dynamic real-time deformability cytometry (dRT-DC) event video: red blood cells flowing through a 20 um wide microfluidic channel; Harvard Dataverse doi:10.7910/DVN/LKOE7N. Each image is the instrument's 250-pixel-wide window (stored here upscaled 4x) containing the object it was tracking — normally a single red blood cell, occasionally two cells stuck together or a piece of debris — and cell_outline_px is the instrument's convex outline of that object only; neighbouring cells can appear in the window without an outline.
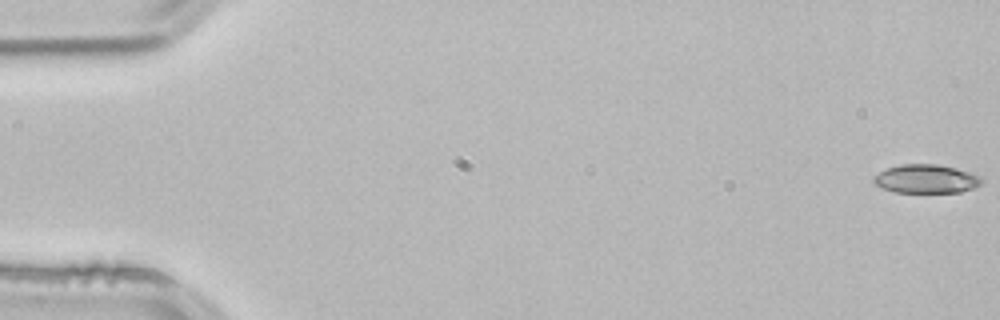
{"species": "common noctule bat (a hibernating species)", "species_latin": "Nyctalus noctula", "temperature_condition": "room temperature", "stored_images_in_passage": 10, "camera_frame_rate_fps": 3000, "um_per_image_px": 0.085, "animal": {"sex": "male", "body_mass_g": 21.5, "forearm_length_mm": 52.0}, "frame": {"image": 1, "passage_image": 1, "time_ms": 0.0, "image_size_px": [1000, 320], "cell_outline_px": [[984, 180], [980, 184], [972, 188], [960, 192], [892, 192], [876, 184], [872, 180], [872, 176], [888, 168], [904, 164], [936, 164], [956, 168], [980, 176]], "centroid_in_image_um": [78.71, 15.2], "position_along_channel_um": 6.3, "area_um2": 17.86}}